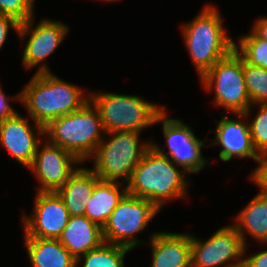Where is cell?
<instances>
[{"instance_id":"6da1fadb","label":"cell","mask_w":267,"mask_h":267,"mask_svg":"<svg viewBox=\"0 0 267 267\" xmlns=\"http://www.w3.org/2000/svg\"><path fill=\"white\" fill-rule=\"evenodd\" d=\"M90 92L51 72L33 73L20 90V104L35 123L44 128L53 120L81 109Z\"/></svg>"},{"instance_id":"7a4b0ae2","label":"cell","mask_w":267,"mask_h":267,"mask_svg":"<svg viewBox=\"0 0 267 267\" xmlns=\"http://www.w3.org/2000/svg\"><path fill=\"white\" fill-rule=\"evenodd\" d=\"M190 176L168 156L152 146L136 166L127 185V193L153 203L160 211L173 200L189 198ZM188 194V195H187Z\"/></svg>"},{"instance_id":"3957f363","label":"cell","mask_w":267,"mask_h":267,"mask_svg":"<svg viewBox=\"0 0 267 267\" xmlns=\"http://www.w3.org/2000/svg\"><path fill=\"white\" fill-rule=\"evenodd\" d=\"M219 10L217 6L206 3L195 18L179 27L199 79L234 50L235 39L229 35Z\"/></svg>"},{"instance_id":"277c9868","label":"cell","mask_w":267,"mask_h":267,"mask_svg":"<svg viewBox=\"0 0 267 267\" xmlns=\"http://www.w3.org/2000/svg\"><path fill=\"white\" fill-rule=\"evenodd\" d=\"M98 109L88 101L81 109L51 121L44 128L45 138L86 163L104 138Z\"/></svg>"},{"instance_id":"5b68a950","label":"cell","mask_w":267,"mask_h":267,"mask_svg":"<svg viewBox=\"0 0 267 267\" xmlns=\"http://www.w3.org/2000/svg\"><path fill=\"white\" fill-rule=\"evenodd\" d=\"M90 101L98 109L105 133L138 132L154 126L166 108L140 95L90 91Z\"/></svg>"},{"instance_id":"8992f818","label":"cell","mask_w":267,"mask_h":267,"mask_svg":"<svg viewBox=\"0 0 267 267\" xmlns=\"http://www.w3.org/2000/svg\"><path fill=\"white\" fill-rule=\"evenodd\" d=\"M142 133L114 131L105 133L92 160L91 169L102 181L127 184L133 171L151 147V139L141 141Z\"/></svg>"},{"instance_id":"52a82bcc","label":"cell","mask_w":267,"mask_h":267,"mask_svg":"<svg viewBox=\"0 0 267 267\" xmlns=\"http://www.w3.org/2000/svg\"><path fill=\"white\" fill-rule=\"evenodd\" d=\"M198 80L205 92L213 93L212 103L223 109V114H244L252 105L244 81L243 58L235 50Z\"/></svg>"},{"instance_id":"ba28073f","label":"cell","mask_w":267,"mask_h":267,"mask_svg":"<svg viewBox=\"0 0 267 267\" xmlns=\"http://www.w3.org/2000/svg\"><path fill=\"white\" fill-rule=\"evenodd\" d=\"M166 107L156 118L154 125H161L164 146L151 139V146L160 154L168 156L177 166L186 173L196 174L211 164L210 159L203 156V147L209 148V139H200L192 128V124L185 123L183 119L170 117ZM169 116V117H168ZM183 120V121H182ZM167 147V148H166ZM167 149V151H166Z\"/></svg>"},{"instance_id":"9c48e42d","label":"cell","mask_w":267,"mask_h":267,"mask_svg":"<svg viewBox=\"0 0 267 267\" xmlns=\"http://www.w3.org/2000/svg\"><path fill=\"white\" fill-rule=\"evenodd\" d=\"M160 212L147 199L126 193L102 228L104 242L133 251L141 245L144 246L148 240L138 239L137 235L146 230Z\"/></svg>"},{"instance_id":"30bf717a","label":"cell","mask_w":267,"mask_h":267,"mask_svg":"<svg viewBox=\"0 0 267 267\" xmlns=\"http://www.w3.org/2000/svg\"><path fill=\"white\" fill-rule=\"evenodd\" d=\"M35 18L36 16H33L19 27L17 36L20 44L23 43L21 64L27 71L36 67L35 73L51 72L46 62L47 58L55 53L65 40L71 31L70 26L61 20H52L48 17L39 21Z\"/></svg>"},{"instance_id":"8fae6325","label":"cell","mask_w":267,"mask_h":267,"mask_svg":"<svg viewBox=\"0 0 267 267\" xmlns=\"http://www.w3.org/2000/svg\"><path fill=\"white\" fill-rule=\"evenodd\" d=\"M245 245L230 223L207 239L191 234V267H243Z\"/></svg>"},{"instance_id":"7c38bea8","label":"cell","mask_w":267,"mask_h":267,"mask_svg":"<svg viewBox=\"0 0 267 267\" xmlns=\"http://www.w3.org/2000/svg\"><path fill=\"white\" fill-rule=\"evenodd\" d=\"M83 163L72 153L44 138L27 169L37 184L36 192H57Z\"/></svg>"},{"instance_id":"4fadbf2b","label":"cell","mask_w":267,"mask_h":267,"mask_svg":"<svg viewBox=\"0 0 267 267\" xmlns=\"http://www.w3.org/2000/svg\"><path fill=\"white\" fill-rule=\"evenodd\" d=\"M32 213L24 212L23 237L59 239L70 218L63 199L57 192H35Z\"/></svg>"},{"instance_id":"5bb4252c","label":"cell","mask_w":267,"mask_h":267,"mask_svg":"<svg viewBox=\"0 0 267 267\" xmlns=\"http://www.w3.org/2000/svg\"><path fill=\"white\" fill-rule=\"evenodd\" d=\"M44 138V127L20 114V111L0 122L1 147L8 151L13 160L27 169Z\"/></svg>"},{"instance_id":"9a60e30c","label":"cell","mask_w":267,"mask_h":267,"mask_svg":"<svg viewBox=\"0 0 267 267\" xmlns=\"http://www.w3.org/2000/svg\"><path fill=\"white\" fill-rule=\"evenodd\" d=\"M221 119L216 123L214 130L209 129L207 134H215L209 139V148L220 147L218 158L222 162L233 161V159L248 158L257 162L259 154L255 150L249 132V126L244 114H221ZM231 117V118H230Z\"/></svg>"},{"instance_id":"2e32d148","label":"cell","mask_w":267,"mask_h":267,"mask_svg":"<svg viewBox=\"0 0 267 267\" xmlns=\"http://www.w3.org/2000/svg\"><path fill=\"white\" fill-rule=\"evenodd\" d=\"M148 236L150 267H191V233L160 230Z\"/></svg>"},{"instance_id":"e0dca14e","label":"cell","mask_w":267,"mask_h":267,"mask_svg":"<svg viewBox=\"0 0 267 267\" xmlns=\"http://www.w3.org/2000/svg\"><path fill=\"white\" fill-rule=\"evenodd\" d=\"M59 241L77 259L103 242L102 228L87 216H70Z\"/></svg>"},{"instance_id":"ac0fdd59","label":"cell","mask_w":267,"mask_h":267,"mask_svg":"<svg viewBox=\"0 0 267 267\" xmlns=\"http://www.w3.org/2000/svg\"><path fill=\"white\" fill-rule=\"evenodd\" d=\"M235 214L232 225L248 246L247 236L256 244H267V194L257 192L247 205Z\"/></svg>"},{"instance_id":"d6986e66","label":"cell","mask_w":267,"mask_h":267,"mask_svg":"<svg viewBox=\"0 0 267 267\" xmlns=\"http://www.w3.org/2000/svg\"><path fill=\"white\" fill-rule=\"evenodd\" d=\"M100 179L89 167L82 165L57 191L63 199L70 216H84L86 204Z\"/></svg>"},{"instance_id":"ffe728a7","label":"cell","mask_w":267,"mask_h":267,"mask_svg":"<svg viewBox=\"0 0 267 267\" xmlns=\"http://www.w3.org/2000/svg\"><path fill=\"white\" fill-rule=\"evenodd\" d=\"M31 267H76V258L59 239L23 237Z\"/></svg>"},{"instance_id":"44dd1931","label":"cell","mask_w":267,"mask_h":267,"mask_svg":"<svg viewBox=\"0 0 267 267\" xmlns=\"http://www.w3.org/2000/svg\"><path fill=\"white\" fill-rule=\"evenodd\" d=\"M127 193V185L120 182L99 180L86 204L85 216L101 228Z\"/></svg>"},{"instance_id":"7402d4cb","label":"cell","mask_w":267,"mask_h":267,"mask_svg":"<svg viewBox=\"0 0 267 267\" xmlns=\"http://www.w3.org/2000/svg\"><path fill=\"white\" fill-rule=\"evenodd\" d=\"M133 250L103 242L76 259V267H125V258Z\"/></svg>"},{"instance_id":"603a6c76","label":"cell","mask_w":267,"mask_h":267,"mask_svg":"<svg viewBox=\"0 0 267 267\" xmlns=\"http://www.w3.org/2000/svg\"><path fill=\"white\" fill-rule=\"evenodd\" d=\"M236 39L234 50L246 63L267 69V41L252 30Z\"/></svg>"},{"instance_id":"cb8c5ba5","label":"cell","mask_w":267,"mask_h":267,"mask_svg":"<svg viewBox=\"0 0 267 267\" xmlns=\"http://www.w3.org/2000/svg\"><path fill=\"white\" fill-rule=\"evenodd\" d=\"M254 107L258 108L257 111ZM254 110L255 114H252ZM244 115L248 122L255 150L259 155L267 153V104L251 105Z\"/></svg>"},{"instance_id":"d4e9b609","label":"cell","mask_w":267,"mask_h":267,"mask_svg":"<svg viewBox=\"0 0 267 267\" xmlns=\"http://www.w3.org/2000/svg\"><path fill=\"white\" fill-rule=\"evenodd\" d=\"M243 75L252 105L267 104V69L243 60Z\"/></svg>"},{"instance_id":"484cf974","label":"cell","mask_w":267,"mask_h":267,"mask_svg":"<svg viewBox=\"0 0 267 267\" xmlns=\"http://www.w3.org/2000/svg\"><path fill=\"white\" fill-rule=\"evenodd\" d=\"M37 0H0V15H8L18 22H27L36 16L35 2Z\"/></svg>"},{"instance_id":"4316f807","label":"cell","mask_w":267,"mask_h":267,"mask_svg":"<svg viewBox=\"0 0 267 267\" xmlns=\"http://www.w3.org/2000/svg\"><path fill=\"white\" fill-rule=\"evenodd\" d=\"M248 177L258 187L259 192L267 194V153L261 154Z\"/></svg>"},{"instance_id":"83f0119b","label":"cell","mask_w":267,"mask_h":267,"mask_svg":"<svg viewBox=\"0 0 267 267\" xmlns=\"http://www.w3.org/2000/svg\"><path fill=\"white\" fill-rule=\"evenodd\" d=\"M16 100V101H15ZM17 102L20 103V91L16 95H7L4 92L1 84H0V122L5 120L8 117L15 115L18 111L14 109L10 102Z\"/></svg>"},{"instance_id":"f1b7e54d","label":"cell","mask_w":267,"mask_h":267,"mask_svg":"<svg viewBox=\"0 0 267 267\" xmlns=\"http://www.w3.org/2000/svg\"><path fill=\"white\" fill-rule=\"evenodd\" d=\"M20 22L8 15H0V51L5 43H7L9 31L12 29L16 35L19 32Z\"/></svg>"},{"instance_id":"f546056e","label":"cell","mask_w":267,"mask_h":267,"mask_svg":"<svg viewBox=\"0 0 267 267\" xmlns=\"http://www.w3.org/2000/svg\"><path fill=\"white\" fill-rule=\"evenodd\" d=\"M267 247V244H260ZM248 246H245L243 267H267V249L255 251V253L247 254Z\"/></svg>"},{"instance_id":"4dcf8cb0","label":"cell","mask_w":267,"mask_h":267,"mask_svg":"<svg viewBox=\"0 0 267 267\" xmlns=\"http://www.w3.org/2000/svg\"><path fill=\"white\" fill-rule=\"evenodd\" d=\"M251 30L261 39L267 41V16H259L254 20Z\"/></svg>"},{"instance_id":"1f68e13d","label":"cell","mask_w":267,"mask_h":267,"mask_svg":"<svg viewBox=\"0 0 267 267\" xmlns=\"http://www.w3.org/2000/svg\"><path fill=\"white\" fill-rule=\"evenodd\" d=\"M93 1V0H92ZM96 1V0H95ZM97 1H102L103 3H114V2H122V0H97Z\"/></svg>"}]
</instances>
